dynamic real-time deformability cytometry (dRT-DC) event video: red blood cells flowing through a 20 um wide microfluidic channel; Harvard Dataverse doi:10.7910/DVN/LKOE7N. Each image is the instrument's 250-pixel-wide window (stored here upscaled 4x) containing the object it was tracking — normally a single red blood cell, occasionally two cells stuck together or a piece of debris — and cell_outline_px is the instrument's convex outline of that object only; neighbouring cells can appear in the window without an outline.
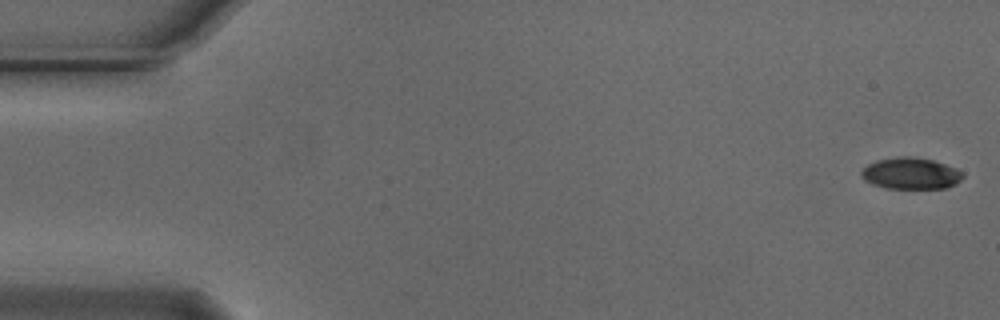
{"species": "Egyptian fruit bat (a non-hibernating species)", "species_latin": "Rousettus aegyptiacus", "temperature_condition": "cold", "stored_images_in_passage": 55, "camera_frame_rate_fps": 3000, "um_per_image_px": 0.085, "animal": {"sex": "male"}, "frame": {"image": 1, "passage_image": 1, "time_ms": 0.0, "image_size_px": [1000, 320], "cell_outline_px": [[964, 176], [960, 180], [944, 188], [884, 188], [872, 184], [864, 180], [860, 176], [860, 172], [868, 164], [876, 160], [896, 156], [912, 156], [932, 160], [956, 168], [964, 172]], "centroid_in_image_um": [77.37, 14.73], "position_along_channel_um": 7.6, "area_um2": 18.67}}
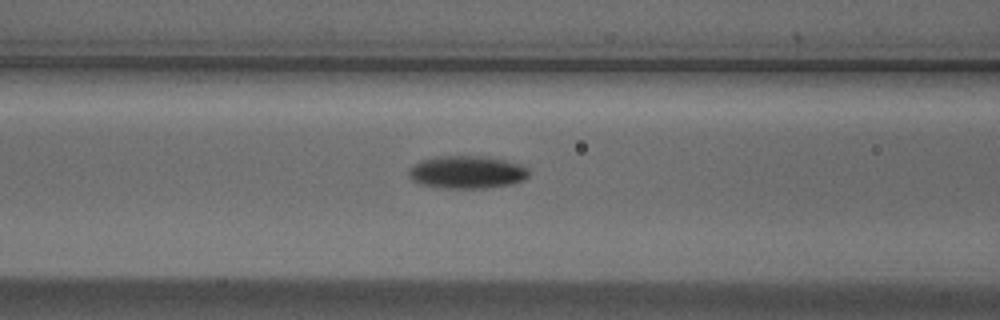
{"frame": {"image": 2, "passage_image": 22, "time_ms": 7.0, "image_size_px": [1000, 320], "cell_outline_px": [[528, 176], [524, 180], [512, 184], [488, 188], [444, 188], [420, 184], [412, 180], [408, 176], [408, 168], [412, 164], [420, 160], [436, 156], [488, 156], [524, 164], [528, 168]], "centroid_in_image_um": [39.69, 14.62], "position_along_channel_um": 126.9, "area_um2": 23.41}}
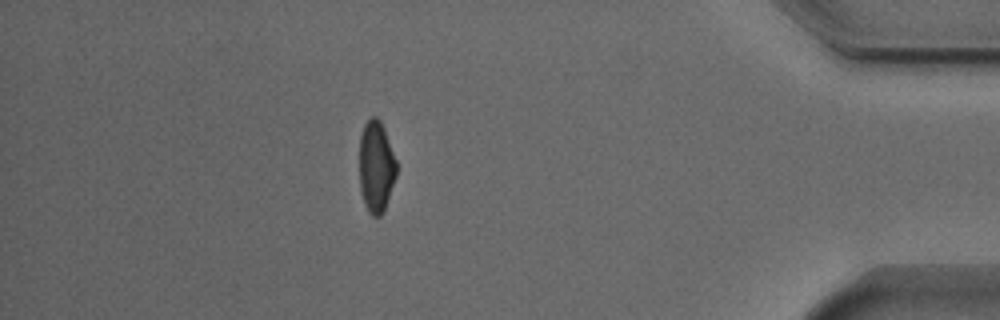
{"frame": {"image": 3, "passage_image": 48, "time_ms": 15.667, "image_size_px": [1000, 320], "cell_outline_px": [[396, 176], [384, 212], [380, 216], [372, 216], [368, 212], [364, 204], [360, 192], [360, 136], [364, 124], [372, 116], [376, 116], [380, 120], [384, 128], [396, 160]], "centroid_in_image_um": [31.97, 14.19], "position_along_channel_um": 403.2, "area_um2": 19.88}, "authors_computed_cell_mechanics": {"area_um2": 20.4612, "velocity_mm_per_s": 3.7345, "shape_relaxation_time_tau1_ms": 2.5892, "shape_relaxation_time_tau2_ms": 7.8237, "deformation_change_tau1": 0.1343, "deformation_change_tau2": 0.0975}}